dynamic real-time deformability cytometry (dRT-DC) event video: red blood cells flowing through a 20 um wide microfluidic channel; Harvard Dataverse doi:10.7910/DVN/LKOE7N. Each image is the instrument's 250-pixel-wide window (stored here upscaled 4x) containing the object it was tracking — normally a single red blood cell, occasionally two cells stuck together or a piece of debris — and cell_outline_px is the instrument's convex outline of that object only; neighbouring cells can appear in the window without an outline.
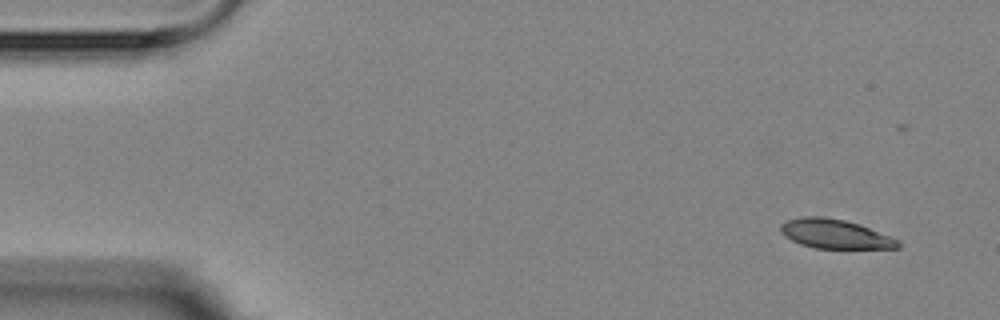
{"species": "Egyptian fruit bat (a non-hibernating species)", "species_latin": "Rousettus aegyptiacus", "temperature_condition": "room temperature", "stored_images_in_passage": 3, "camera_frame_rate_fps": 3000, "um_per_image_px": 0.085, "animal": {"sex": "female"}, "frame": {"image": 1, "passage_image": 1, "time_ms": 0.0, "image_size_px": [1000, 320], "cell_outline_px": [[900, 248], [812, 248], [800, 244], [784, 236], [780, 232], [780, 224], [788, 220], [804, 216], [824, 216], [844, 220], [860, 224], [900, 240]], "centroid_in_image_um": [70.96, 19.88], "position_along_channel_um": 14.0, "area_um2": 20.06}}
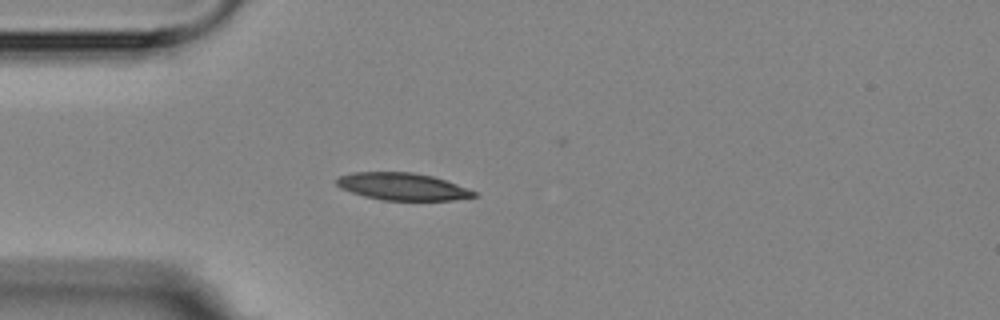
{"frame": {"image": 2, "passage_image": 3, "time_ms": 3.667, "image_size_px": [1000, 320], "cell_outline_px": [[480, 196], [452, 200], [380, 200], [364, 196], [340, 188], [336, 184], [336, 180], [340, 176], [352, 172], [412, 172], [432, 176], [468, 188], [476, 192]], "centroid_in_image_um": [34.21, 15.86], "position_along_channel_um": 50.8, "area_um2": 21.79}}